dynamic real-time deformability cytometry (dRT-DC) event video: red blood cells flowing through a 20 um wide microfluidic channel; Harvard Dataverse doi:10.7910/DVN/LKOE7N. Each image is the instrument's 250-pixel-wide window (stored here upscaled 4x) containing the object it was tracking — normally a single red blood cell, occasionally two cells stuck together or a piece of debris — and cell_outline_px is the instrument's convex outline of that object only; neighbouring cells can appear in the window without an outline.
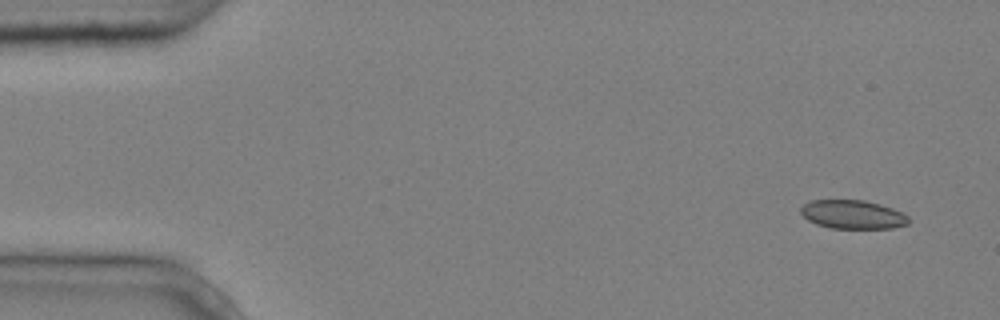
{"species": "common noctule bat (a hibernating species)", "species_latin": "Nyctalus noctula", "temperature_condition": "cold", "stored_images_in_passage": 5, "segment_of_instrument_passage": [2, 2], "camera_frame_rate_fps": 3000, "um_per_image_px": 0.085, "animal": {"sex": "male", "body_mass_g": 20.4}, "frame": {"image": 1, "passage_image": 5, "time_ms": 1.333, "image_size_px": [1000, 320], "cell_outline_px": [[908, 224], [892, 228], [832, 228], [816, 224], [808, 220], [800, 212], [800, 208], [804, 204], [812, 200], [864, 200], [880, 204], [892, 208], [908, 216]], "centroid_in_image_um": [72.47, 18.23], "position_along_channel_um": 12.5, "area_um2": 17.92}}